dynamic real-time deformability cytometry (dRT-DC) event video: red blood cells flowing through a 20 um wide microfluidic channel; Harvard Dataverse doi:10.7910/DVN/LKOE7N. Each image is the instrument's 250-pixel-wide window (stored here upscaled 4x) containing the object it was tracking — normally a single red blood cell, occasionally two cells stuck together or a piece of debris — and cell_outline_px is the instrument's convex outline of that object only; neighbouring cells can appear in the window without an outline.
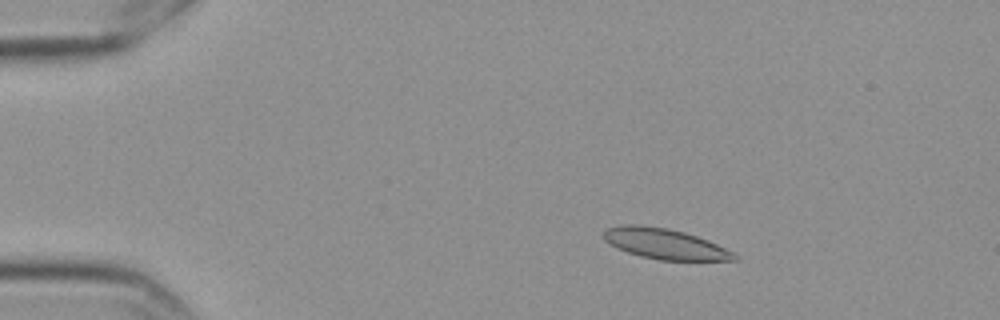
{"species": "Egyptian fruit bat (a non-hibernating species)", "species_latin": "Rousettus aegyptiacus", "temperature_condition": "cold", "stored_images_in_passage": 13, "camera_frame_rate_fps": 3000, "um_per_image_px": 0.085, "frame": {"image": 1, "passage_image": 1, "time_ms": 0.0, "image_size_px": [1000, 320], "cell_outline_px": [[740, 260], [660, 260], [640, 256], [616, 248], [604, 240], [604, 232], [608, 228], [620, 224], [640, 224], [668, 228], [684, 232], [708, 240], [732, 252]], "centroid_in_image_um": [56.47, 20.71], "position_along_channel_um": 28.5, "area_um2": 23.12}}
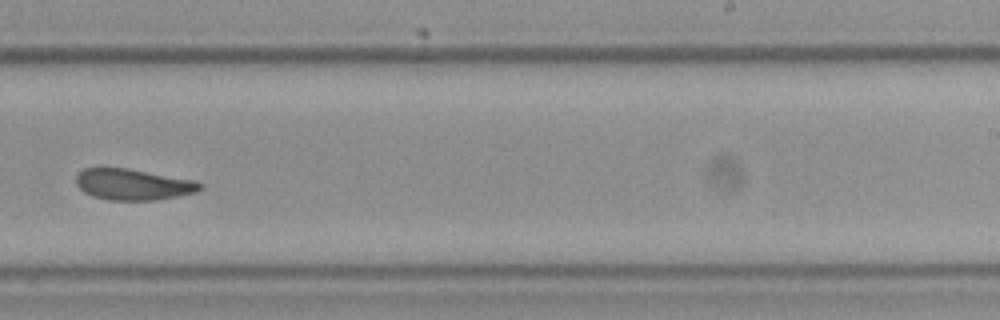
{"frame": {"image": 2, "passage_image": 8, "time_ms": 2.333, "image_size_px": [1000, 320], "cell_outline_px": [[204, 188], [196, 192], [180, 196], [156, 200], [108, 200], [92, 196], [84, 192], [76, 184], [76, 176], [84, 168], [128, 168], [196, 180], [204, 184]], "centroid_in_image_um": [11.37, 15.68], "position_along_channel_um": 277.6, "area_um2": 22.72}}
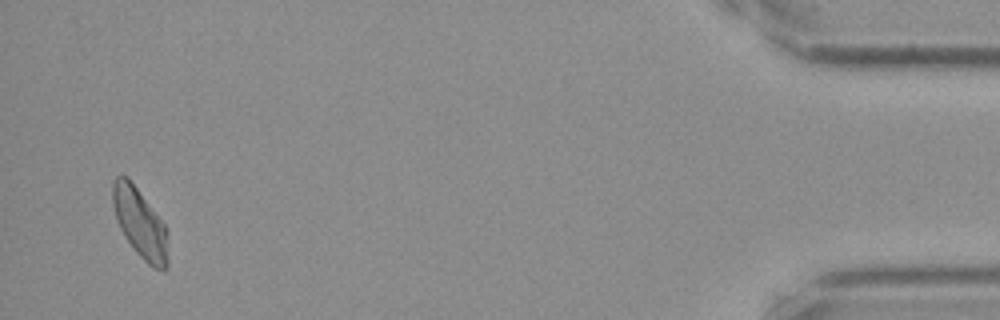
{"frame": {"image": 3, "passage_image": 13, "time_ms": 4.0, "image_size_px": [1000, 320], "cell_outline_px": [[168, 268], [152, 268], [136, 252], [124, 236], [116, 220], [112, 204], [112, 180], [116, 176], [128, 176], [164, 224], [168, 232]], "centroid_in_image_um": [11.89, 18.96], "position_along_channel_um": 423.3, "area_um2": 22.48}}